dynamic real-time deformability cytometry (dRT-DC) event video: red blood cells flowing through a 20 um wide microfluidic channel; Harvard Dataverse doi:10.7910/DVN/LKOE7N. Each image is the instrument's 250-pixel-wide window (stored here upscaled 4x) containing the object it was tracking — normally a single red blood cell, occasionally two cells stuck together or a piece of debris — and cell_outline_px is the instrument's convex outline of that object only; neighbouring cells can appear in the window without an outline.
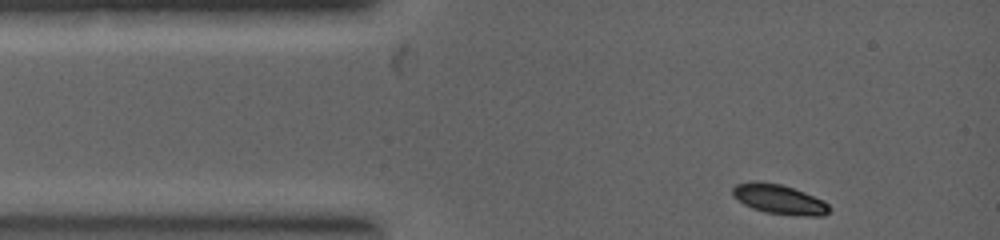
{"species": "common noctule bat (a hibernating species)", "species_latin": "Nyctalus noctula", "temperature_condition": "warm", "stored_images_in_passage": 13, "camera_frame_rate_fps": 5000, "um_per_image_px": 0.085, "animal": {"sex": "female", "body_mass_g": 19.0, "forearm_length_mm": 53.3}, "frame": {"image": 1, "passage_image": 1, "time_ms": 0.0, "image_size_px": [1000, 240], "cell_outline_px": [[828, 212], [824, 216], [804, 216], [764, 212], [752, 208], [744, 204], [732, 192], [732, 188], [736, 184], [752, 180], [756, 180], [780, 184], [804, 192], [824, 200], [828, 204]], "centroid_in_image_um": [66.23, 16.93], "position_along_channel_um": 18.8, "area_um2": 16.59}}
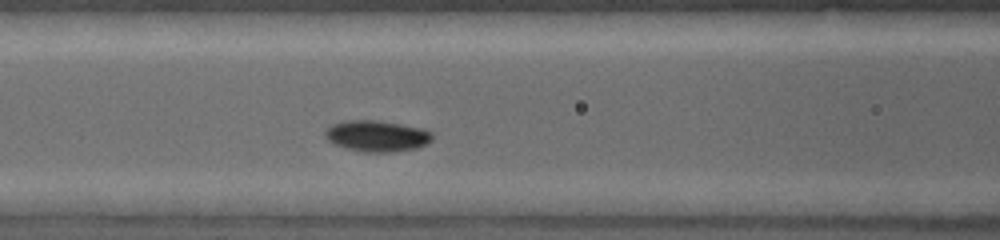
{"frame": {"image": 2, "passage_image": 8, "time_ms": 2.4, "image_size_px": [1000, 240], "cell_outline_px": [[432, 140], [428, 144], [420, 148], [396, 152], [360, 152], [344, 148], [332, 144], [324, 136], [324, 128], [332, 124], [344, 120], [376, 120], [424, 128], [432, 132]], "centroid_in_image_um": [32.02, 11.57], "position_along_channel_um": 134.6, "area_um2": 20.06}}
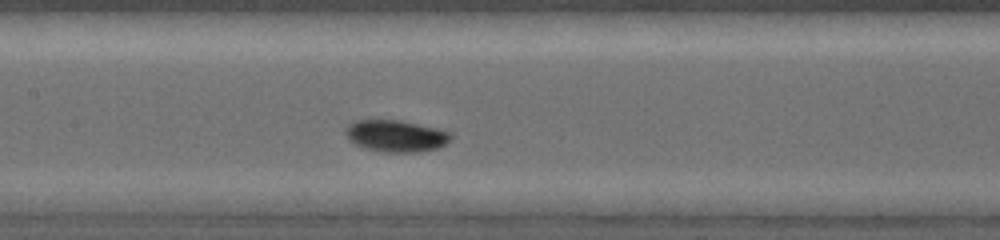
{"frame": {"image": 3, "passage_image": 10, "time_ms": 3.0, "image_size_px": [1000, 240], "cell_outline_px": [[452, 140], [436, 148], [420, 152], [380, 152], [364, 148], [348, 140], [344, 132], [344, 128], [348, 124], [356, 120], [400, 120], [436, 128], [452, 132]], "centroid_in_image_um": [33.63, 11.55], "position_along_channel_um": 173.8, "area_um2": 19.71}}